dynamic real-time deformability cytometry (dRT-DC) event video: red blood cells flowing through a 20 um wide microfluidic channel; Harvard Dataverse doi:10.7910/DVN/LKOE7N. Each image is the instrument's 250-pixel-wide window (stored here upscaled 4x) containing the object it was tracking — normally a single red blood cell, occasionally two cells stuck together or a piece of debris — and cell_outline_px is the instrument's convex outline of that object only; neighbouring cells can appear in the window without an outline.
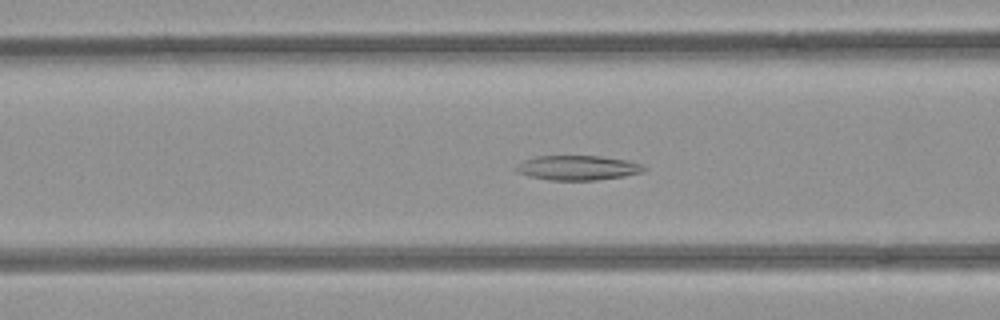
{"species": "common noctule bat (a hibernating species)", "species_latin": "Nyctalus noctula", "temperature_condition": "room temperature", "stored_images_in_passage": 44, "segment_of_instrument_passage": [1, 2], "camera_frame_rate_fps": 3000, "um_per_image_px": 0.085, "animal": {"sex": "female", "body_mass_g": 21.9}, "frame": {"image": 1, "passage_image": 11, "time_ms": 3.333, "image_size_px": [1000, 320], "cell_outline_px": [[648, 168], [640, 172], [624, 176], [596, 180], [548, 180], [528, 176], [516, 172], [512, 168], [524, 160], [536, 156], [600, 156], [628, 160], [640, 164]], "centroid_in_image_um": [49.05, 14.26], "position_along_channel_um": 117.5, "area_um2": 18.44}}
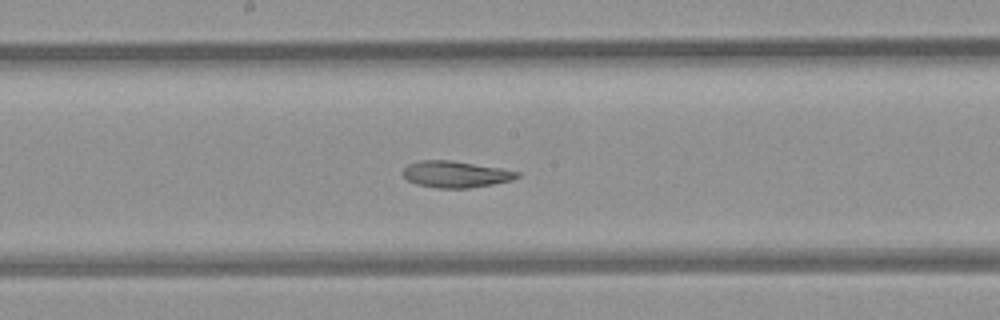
{"frame": {"image": 2, "passage_image": 18, "time_ms": 5.667, "image_size_px": [1000, 320], "cell_outline_px": [[520, 176], [512, 180], [472, 188], [436, 188], [416, 184], [408, 180], [404, 176], [404, 168], [408, 164], [420, 160], [452, 160], [500, 168], [520, 172]], "centroid_in_image_um": [38.73, 14.81], "position_along_channel_um": 209.5, "area_um2": 17.63}}
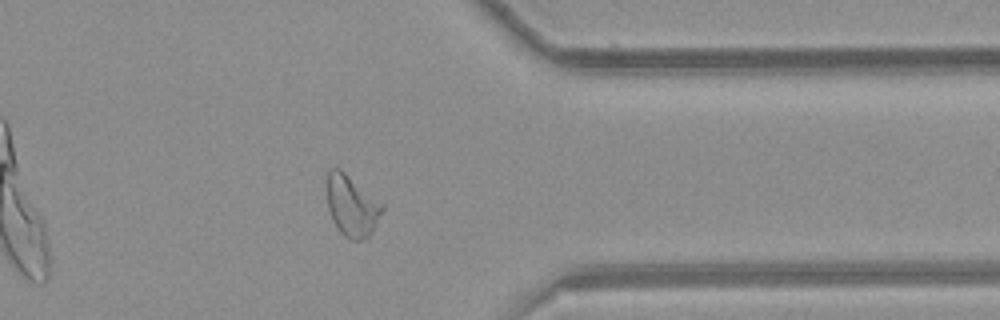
{"frame": {"image": 3, "passage_image": 32, "time_ms": 10.333, "image_size_px": [1000, 320], "cell_outline_px": [[384, 208], [372, 232], [364, 240], [348, 240], [340, 232], [332, 220], [328, 208], [328, 172], [332, 168], [340, 168], [384, 204]], "centroid_in_image_um": [29.92, 17.52], "position_along_channel_um": 381.5, "area_um2": 19.59}}